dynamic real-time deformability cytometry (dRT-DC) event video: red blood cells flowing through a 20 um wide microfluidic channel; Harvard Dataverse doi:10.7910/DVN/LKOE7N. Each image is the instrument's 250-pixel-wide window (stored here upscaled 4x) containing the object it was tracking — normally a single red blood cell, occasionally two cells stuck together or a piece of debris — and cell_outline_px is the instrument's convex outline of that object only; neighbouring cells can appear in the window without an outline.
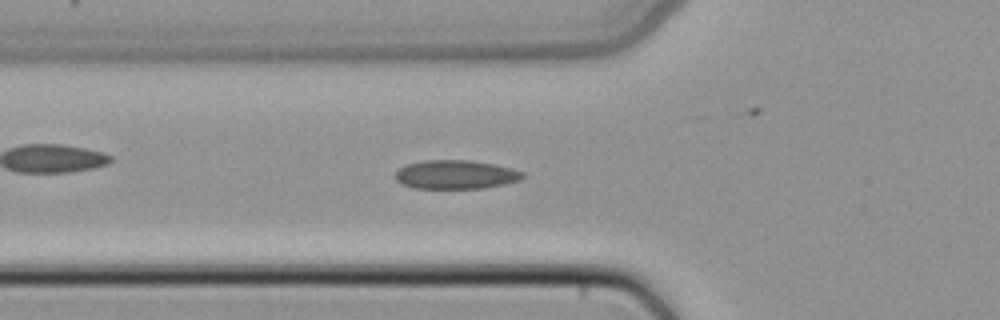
{"species": "common noctule bat (a hibernating species)", "species_latin": "Nyctalus noctula", "temperature_condition": "cold", "stored_images_in_passage": 25, "camera_frame_rate_fps": 3000, "um_per_image_px": 0.085, "animal": {"sex": "female", "body_mass_g": 22.7, "forearm_length_mm": 54.2}, "frame": {"image": 1, "passage_image": 4, "time_ms": 1.0, "image_size_px": [1000, 320], "cell_outline_px": [[524, 176], [520, 180], [504, 184], [484, 188], [412, 188], [400, 184], [392, 176], [400, 168], [408, 164], [424, 160], [468, 160], [496, 164], [512, 168], [524, 172]], "centroid_in_image_um": [38.72, 14.84], "position_along_channel_um": 87.1, "area_um2": 21.56}}
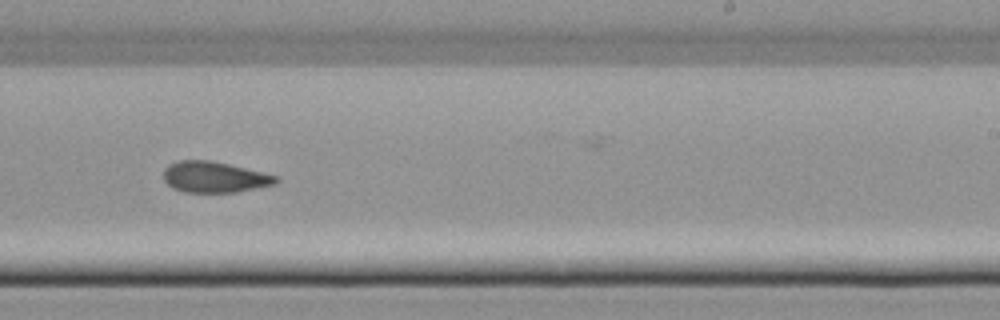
{"frame": {"image": 2, "passage_image": 17, "time_ms": 5.333, "image_size_px": [1000, 320], "cell_outline_px": [[280, 180], [276, 184], [236, 192], [184, 192], [172, 188], [164, 180], [164, 168], [168, 164], [176, 160], [212, 160], [276, 176]], "centroid_in_image_um": [18.18, 15.05], "position_along_channel_um": 270.8, "area_um2": 20.23}}